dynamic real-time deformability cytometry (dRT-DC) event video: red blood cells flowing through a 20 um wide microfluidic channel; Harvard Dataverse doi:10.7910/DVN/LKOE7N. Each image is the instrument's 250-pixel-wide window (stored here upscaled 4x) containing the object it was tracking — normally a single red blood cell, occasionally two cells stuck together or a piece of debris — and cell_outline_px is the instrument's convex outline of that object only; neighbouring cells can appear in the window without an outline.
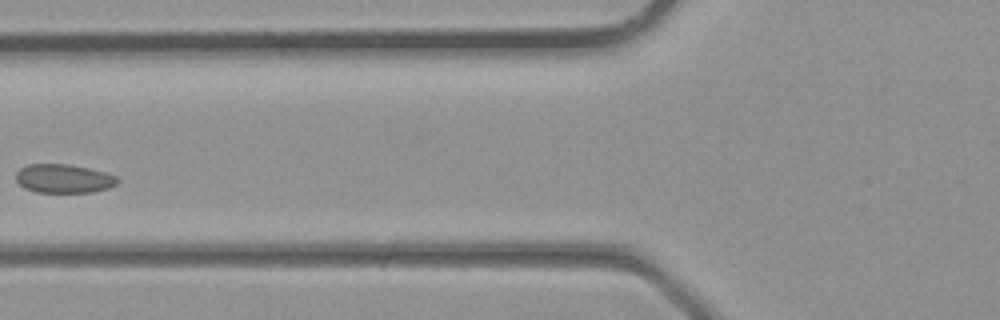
{"species": "common noctule bat (a hibernating species)", "species_latin": "Nyctalus noctula", "temperature_condition": "room temperature", "stored_images_in_passage": 2, "camera_frame_rate_fps": 3000, "um_per_image_px": 0.085, "animal": {"sex": "male", "body_mass_g": 23.1, "forearm_length_mm": 52.7}, "frame": {"image": 1, "passage_image": 2, "time_ms": 0.333, "image_size_px": [1000, 320], "cell_outline_px": [[120, 180], [116, 184], [108, 188], [92, 192], [36, 192], [24, 188], [16, 180], [16, 172], [20, 168], [28, 164], [68, 164], [88, 168], [104, 172], [116, 176]], "centroid_in_image_um": [5.4, 15.18], "position_along_channel_um": 120.4, "area_um2": 16.99}}